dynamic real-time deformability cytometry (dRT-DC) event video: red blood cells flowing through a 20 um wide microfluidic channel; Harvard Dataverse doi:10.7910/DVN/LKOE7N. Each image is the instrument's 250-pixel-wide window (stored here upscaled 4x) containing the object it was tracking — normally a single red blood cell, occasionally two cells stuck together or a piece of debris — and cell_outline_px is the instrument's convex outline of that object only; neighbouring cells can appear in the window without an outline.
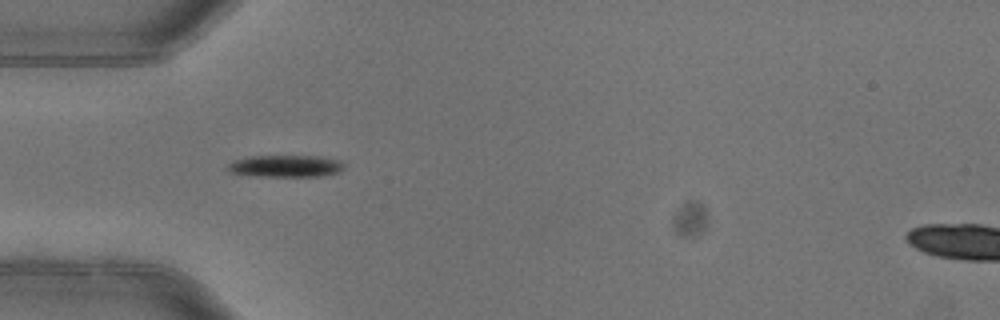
{"species": "common noctule bat (a hibernating species)", "species_latin": "Nyctalus noctula", "temperature_condition": "warm", "stored_images_in_passage": 4, "camera_frame_rate_fps": 3000, "um_per_image_px": 0.085, "animal": {"sex": "female"}, "frame": {"image": 1, "passage_image": 3, "time_ms": 0.667, "image_size_px": [1000, 320], "cell_outline_px": [[344, 168], [340, 172], [320, 176], [256, 176], [228, 172], [224, 168], [232, 160], [248, 156], [320, 156], [340, 160], [344, 164]], "centroid_in_image_um": [24.24, 14.11], "position_along_channel_um": 60.8, "area_um2": 15.14}}
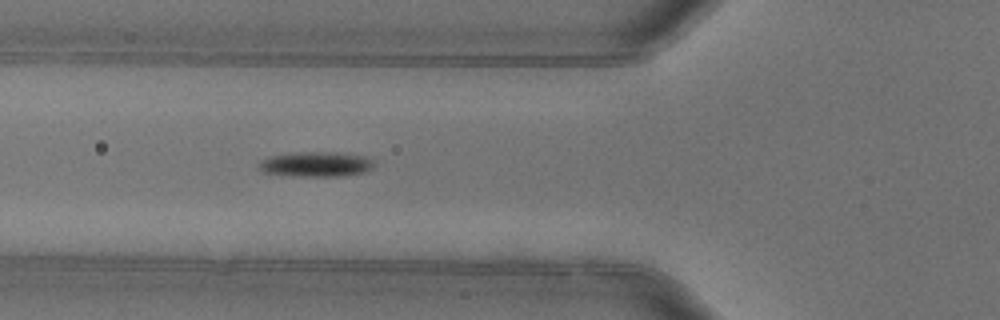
{"frame": {"image": 2, "passage_image": 4, "time_ms": 1.0, "image_size_px": [1000, 320], "cell_outline_px": [[376, 164], [372, 168], [364, 172], [340, 176], [292, 176], [264, 172], [256, 168], [260, 160], [268, 156], [296, 152], [336, 152], [364, 156], [372, 160]], "centroid_in_image_um": [26.82, 13.95], "position_along_channel_um": 99.0, "area_um2": 16.94}}